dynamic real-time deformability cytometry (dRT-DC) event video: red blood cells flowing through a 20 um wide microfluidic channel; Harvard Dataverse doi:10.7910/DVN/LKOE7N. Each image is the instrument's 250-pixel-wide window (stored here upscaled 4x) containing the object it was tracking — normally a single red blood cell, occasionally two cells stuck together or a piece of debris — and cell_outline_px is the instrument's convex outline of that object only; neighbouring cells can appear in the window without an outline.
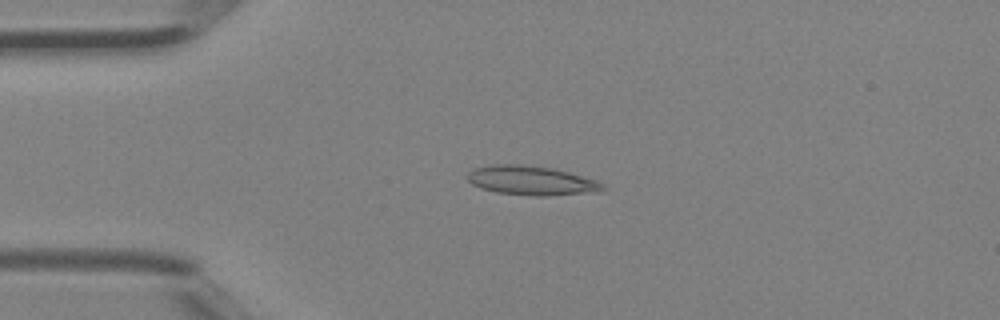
{"species": "Egyptian fruit bat (a non-hibernating species)", "species_latin": "Rousettus aegyptiacus", "temperature_condition": "room temperature", "stored_images_in_passage": 41, "camera_frame_rate_fps": 3000, "um_per_image_px": 0.085, "animal": {"sex": "female"}, "frame": {"image": 1, "passage_image": 7, "time_ms": 2.0, "image_size_px": [1000, 320], "cell_outline_px": [[608, 188], [600, 192], [548, 196], [536, 196], [496, 192], [480, 188], [472, 184], [468, 180], [468, 172], [472, 168], [492, 164], [520, 164], [552, 168], [568, 172], [596, 180], [604, 184]], "centroid_in_image_um": [45.19, 15.35], "position_along_channel_um": 39.8, "area_um2": 23.29}}
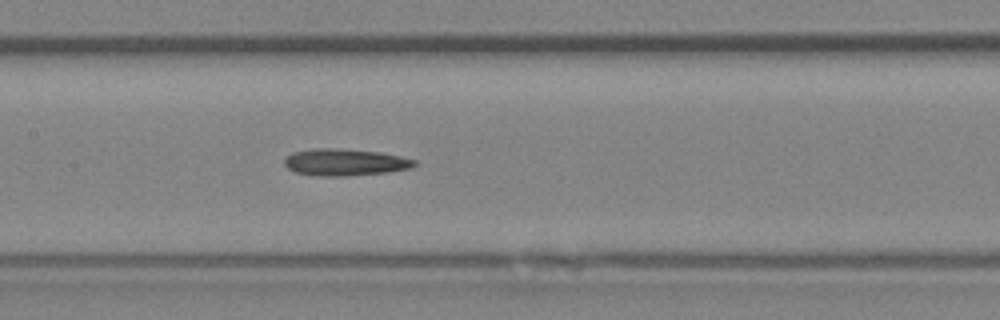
{"frame": {"image": 2, "passage_image": 18, "time_ms": 5.667, "image_size_px": [1000, 320], "cell_outline_px": [[416, 164], [408, 168], [388, 172], [344, 176], [316, 176], [296, 172], [288, 168], [284, 164], [284, 156], [292, 152], [312, 148], [340, 148], [380, 152], [400, 156], [416, 160]], "centroid_in_image_um": [29.26, 13.78], "position_along_channel_um": 178.1, "area_um2": 20.46}}
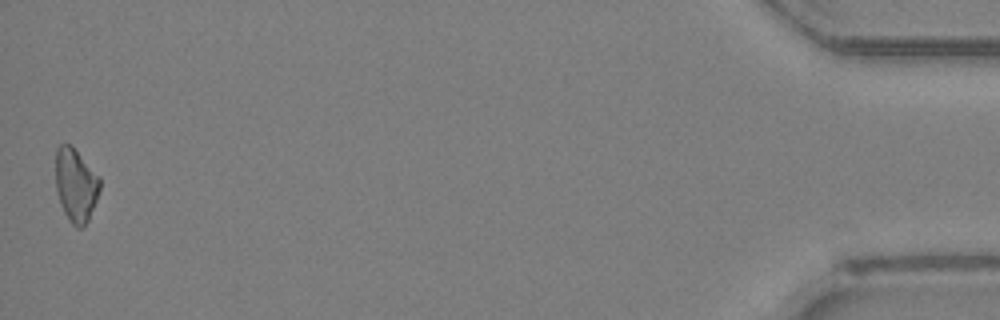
{"frame": {"image": 3, "passage_image": 41, "time_ms": 13.333, "image_size_px": [1000, 320], "cell_outline_px": [[100, 188], [96, 200], [88, 220], [80, 228], [76, 228], [72, 224], [64, 212], [60, 204], [56, 192], [56, 148], [60, 144], [72, 144], [100, 176]], "centroid_in_image_um": [6.44, 15.68], "position_along_channel_um": 428.8, "area_um2": 19.07}}